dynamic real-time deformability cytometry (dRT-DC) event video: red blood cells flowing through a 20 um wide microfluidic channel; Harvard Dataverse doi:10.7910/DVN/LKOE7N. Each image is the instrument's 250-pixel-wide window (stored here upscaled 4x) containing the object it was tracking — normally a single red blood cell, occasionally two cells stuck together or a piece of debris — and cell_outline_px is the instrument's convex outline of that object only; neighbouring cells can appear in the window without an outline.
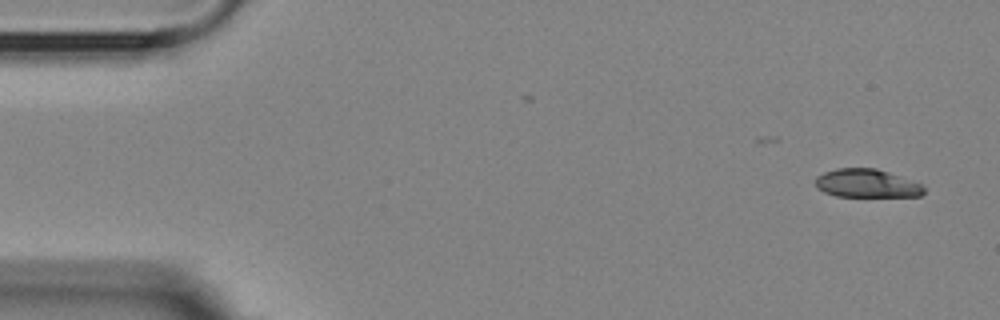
{"species": "Egyptian fruit bat (a non-hibernating species)", "species_latin": "Rousettus aegyptiacus", "temperature_condition": "room temperature", "stored_images_in_passage": 2, "camera_frame_rate_fps": 3000, "um_per_image_px": 0.085, "animal": {"sex": "female"}, "frame": {"image": 1, "passage_image": 2, "time_ms": 1.333, "image_size_px": [1000, 320], "cell_outline_px": [[924, 192], [920, 196], [836, 196], [824, 192], [816, 188], [816, 176], [824, 172], [836, 168], [876, 168], [888, 172], [920, 184], [924, 188]], "centroid_in_image_um": [73.62, 15.58], "position_along_channel_um": 11.4, "area_um2": 17.74}}